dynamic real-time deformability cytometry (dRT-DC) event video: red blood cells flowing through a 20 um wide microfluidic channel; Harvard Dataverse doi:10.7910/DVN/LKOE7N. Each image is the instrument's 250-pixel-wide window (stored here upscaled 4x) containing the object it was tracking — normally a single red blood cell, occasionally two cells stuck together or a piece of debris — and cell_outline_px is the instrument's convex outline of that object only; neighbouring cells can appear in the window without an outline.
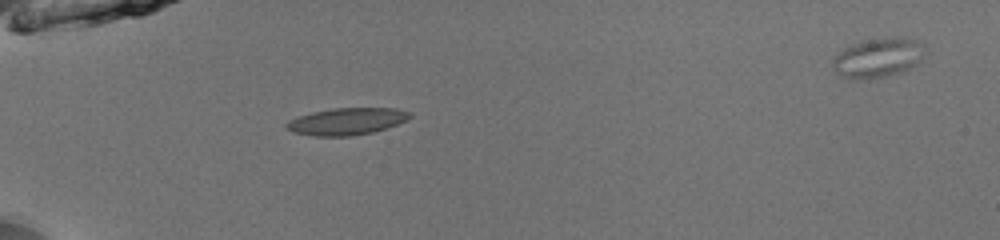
{"species": "common noctule bat (a hibernating species)", "species_latin": "Nyctalus noctula", "temperature_condition": "room temperature", "stored_images_in_passage": 36, "camera_frame_rate_fps": 3000, "um_per_image_px": 0.085, "animal": {"sex": "male", "body_mass_g": 13.0, "forearm_length_mm": 53.1}, "frame": {"image": 1, "passage_image": 1, "time_ms": 0.0, "image_size_px": [1000, 240], "cell_outline_px": [[412, 116], [396, 124], [372, 132], [352, 136], [312, 136], [292, 132], [284, 128], [284, 124], [288, 120], [312, 112], [332, 108], [396, 108], [412, 112]], "centroid_in_image_um": [29.41, 10.32], "position_along_channel_um": 55.6, "area_um2": 19.42}}
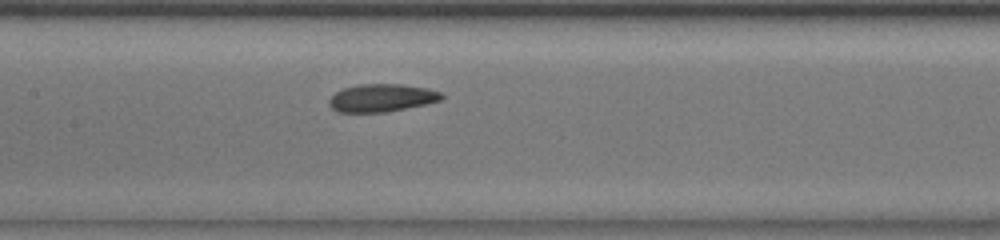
{"frame": {"image": 2, "passage_image": 11, "time_ms": 3.333, "image_size_px": [1000, 240], "cell_outline_px": [[444, 96], [440, 100], [424, 104], [384, 112], [336, 112], [328, 104], [328, 100], [336, 92], [344, 88], [360, 84], [400, 84], [428, 88], [440, 92]], "centroid_in_image_um": [32.41, 8.31], "position_along_channel_um": 175.0, "area_um2": 18.03}}
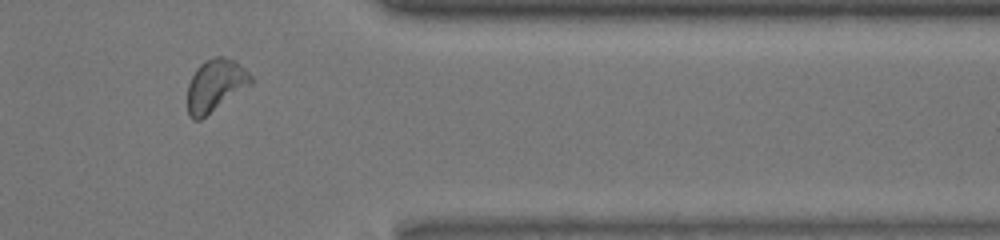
{"frame": {"image": 3, "passage_image": 28, "time_ms": 9.0, "image_size_px": [1000, 240], "cell_outline_px": [[252, 84], [200, 120], [192, 120], [188, 116], [188, 84], [196, 68], [204, 60], [216, 56], [220, 56], [236, 60], [252, 76]], "centroid_in_image_um": [18.3, 7.25], "position_along_channel_um": 393.1, "area_um2": 19.36}, "authors_computed_cell_mechanics": {"area_um2": 18.6694, "velocity_mm_per_s": 3.9853, "shape_relaxation_time_tau1_ms": 3.3961, "shape_relaxation_time_tau2_ms": 2.295, "deformation_change_tau1": 0.1014, "deformation_change_tau2": 0.0736}}